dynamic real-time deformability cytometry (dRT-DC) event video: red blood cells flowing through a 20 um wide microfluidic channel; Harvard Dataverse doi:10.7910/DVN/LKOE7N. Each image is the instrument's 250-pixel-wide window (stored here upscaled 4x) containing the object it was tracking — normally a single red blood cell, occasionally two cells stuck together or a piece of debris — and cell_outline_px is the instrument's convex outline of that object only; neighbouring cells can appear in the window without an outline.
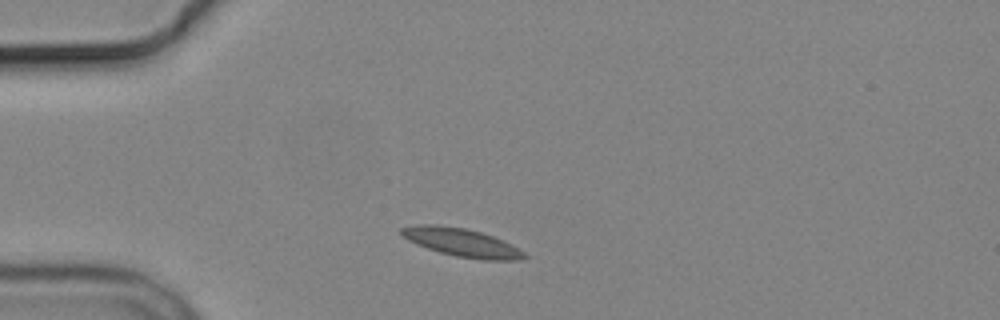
{"species": "common noctule bat (a hibernating species)", "species_latin": "Nyctalus noctula", "temperature_condition": "cold", "stored_images_in_passage": 3, "camera_frame_rate_fps": 3000, "um_per_image_px": 0.085, "animal": {"sex": "male", "body_mass_g": 19.2, "forearm_length_mm": 51.8}, "frame": {"image": 1, "passage_image": 1, "time_ms": 0.0, "image_size_px": [1000, 320], "cell_outline_px": [[528, 256], [520, 260], [484, 260], [456, 256], [440, 252], [416, 244], [408, 240], [400, 232], [400, 228], [420, 224], [432, 224], [464, 228], [480, 232], [492, 236], [524, 252]], "centroid_in_image_um": [39.22, 20.61], "position_along_channel_um": 45.8, "area_um2": 19.77}}
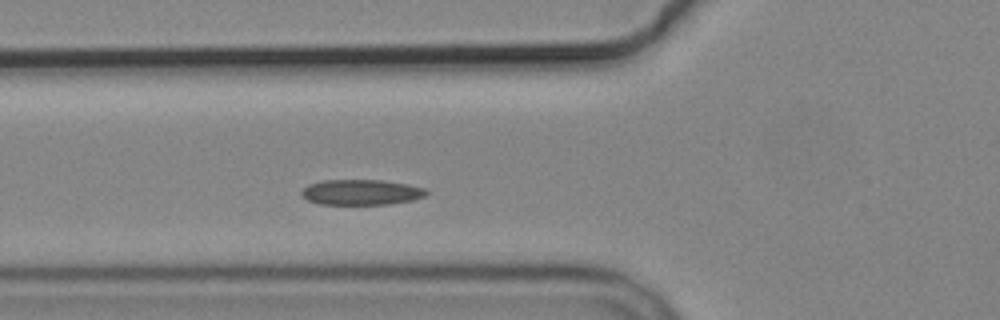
{"frame": {"image": 2, "passage_image": 3, "time_ms": 2.0, "image_size_px": [1000, 320], "cell_outline_px": [[428, 192], [424, 196], [412, 200], [392, 204], [320, 204], [308, 200], [300, 192], [308, 184], [324, 180], [384, 180], [408, 184], [424, 188]], "centroid_in_image_um": [30.72, 16.33], "position_along_channel_um": 95.1, "area_um2": 18.44}}